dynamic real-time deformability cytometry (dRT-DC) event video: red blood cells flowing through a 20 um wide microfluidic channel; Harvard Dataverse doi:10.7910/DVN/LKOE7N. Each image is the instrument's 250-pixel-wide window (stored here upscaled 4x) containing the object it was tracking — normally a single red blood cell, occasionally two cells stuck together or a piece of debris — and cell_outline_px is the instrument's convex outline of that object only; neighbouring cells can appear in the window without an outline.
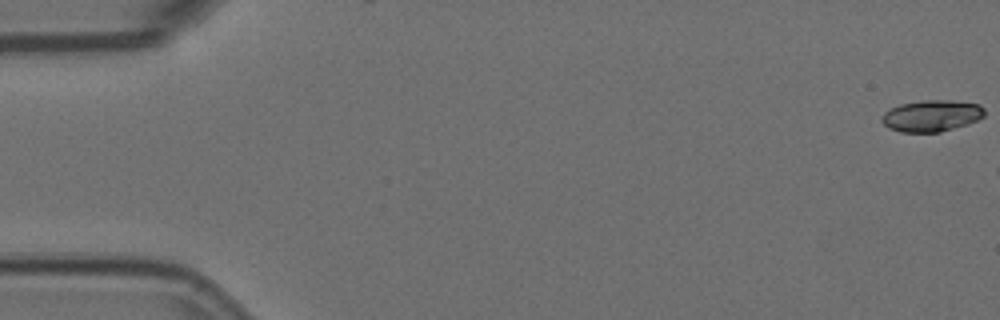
{"species": "Egyptian fruit bat (a non-hibernating species)", "species_latin": "Rousettus aegyptiacus", "temperature_condition": "room temperature", "stored_images_in_passage": 6, "camera_frame_rate_fps": 3000, "um_per_image_px": 0.085, "animal": {"sex": "female"}, "frame": {"image": 1, "passage_image": 1, "time_ms": 0.0, "image_size_px": [1000, 320], "cell_outline_px": [[984, 116], [968, 124], [940, 132], [900, 132], [888, 128], [880, 120], [880, 116], [884, 112], [900, 104], [924, 100], [952, 100], [980, 104], [984, 108]], "centroid_in_image_um": [79.17, 9.84], "position_along_channel_um": 5.8, "area_um2": 18.96}}